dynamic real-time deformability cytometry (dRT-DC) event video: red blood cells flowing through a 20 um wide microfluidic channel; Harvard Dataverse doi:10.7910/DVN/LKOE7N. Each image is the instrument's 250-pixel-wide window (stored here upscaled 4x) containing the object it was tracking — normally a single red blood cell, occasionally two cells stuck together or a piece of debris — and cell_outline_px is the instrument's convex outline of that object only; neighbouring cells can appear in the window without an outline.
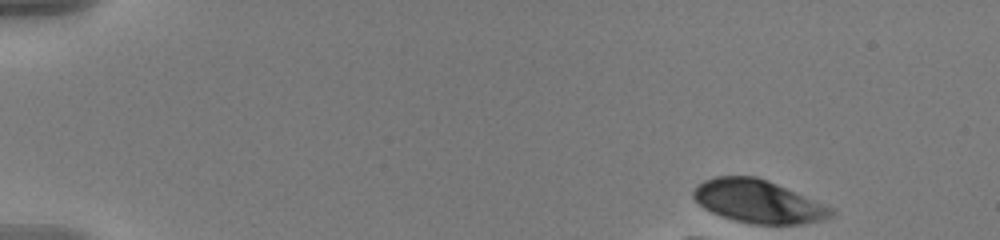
{"species": "human", "species_latin": "Homo sapiens", "temperature_condition": "warm", "stored_images_in_passage": 5, "camera_frame_rate_fps": 3000, "um_per_image_px": 0.085, "donor": {"sex": "male"}, "frame": {"image": 1, "passage_image": 1, "time_ms": 0.0, "image_size_px": [1000, 240], "cell_outline_px": [[836, 212], [832, 216], [824, 220], [800, 224], [752, 224], [736, 220], [712, 212], [704, 208], [692, 196], [692, 192], [704, 180], [716, 176], [756, 176], [768, 180], [836, 208]], "centroid_in_image_um": [64.52, 17.12], "position_along_channel_um": 20.5, "area_um2": 34.56}}